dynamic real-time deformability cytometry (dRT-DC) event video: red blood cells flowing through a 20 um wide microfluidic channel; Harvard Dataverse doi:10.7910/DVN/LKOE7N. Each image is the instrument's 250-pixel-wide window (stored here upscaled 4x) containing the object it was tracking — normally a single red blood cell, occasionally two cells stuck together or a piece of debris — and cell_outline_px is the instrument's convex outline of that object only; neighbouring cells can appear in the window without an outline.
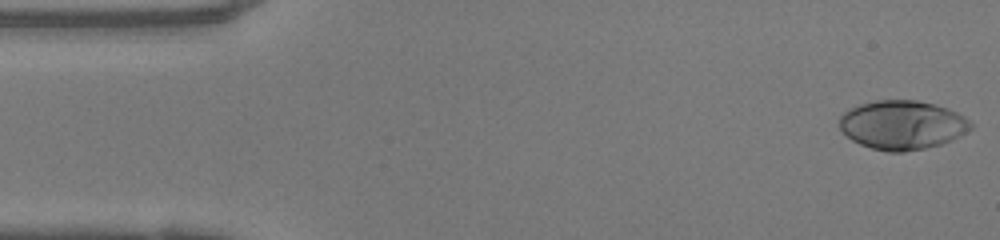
{"species": "human", "species_latin": "Homo sapiens", "temperature_condition": "warm", "stored_images_in_passage": 49, "camera_frame_rate_fps": 3000, "um_per_image_px": 0.085, "donor": {"sex": "female"}, "frame": {"image": 1, "passage_image": 1, "time_ms": 0.0, "image_size_px": [1000, 240], "cell_outline_px": [[972, 128], [952, 140], [940, 144], [924, 148], [904, 152], [888, 152], [872, 148], [860, 144], [852, 140], [840, 128], [840, 116], [848, 108], [860, 104], [876, 100], [916, 100], [936, 104], [948, 108], [964, 116], [972, 124]], "centroid_in_image_um": [76.69, 10.61], "position_along_channel_um": 8.3, "area_um2": 37.45}}
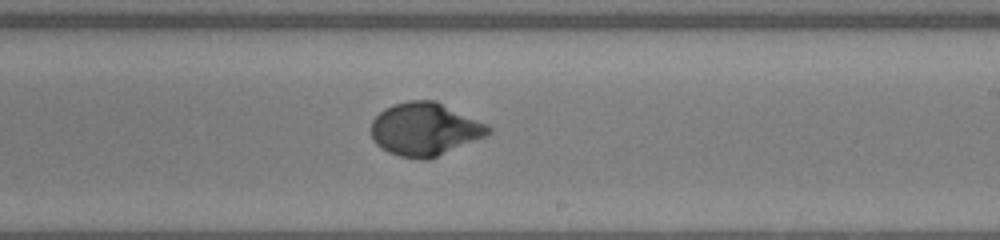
{"frame": {"image": 2, "passage_image": 28, "time_ms": 9.0, "image_size_px": [1000, 240], "cell_outline_px": [[492, 132], [488, 136], [428, 160], [420, 160], [400, 156], [388, 152], [376, 144], [372, 136], [372, 120], [384, 108], [392, 104], [408, 100], [436, 100], [488, 124], [492, 128]], "centroid_in_image_um": [36.15, 10.98], "position_along_channel_um": 252.8, "area_um2": 36.59}}
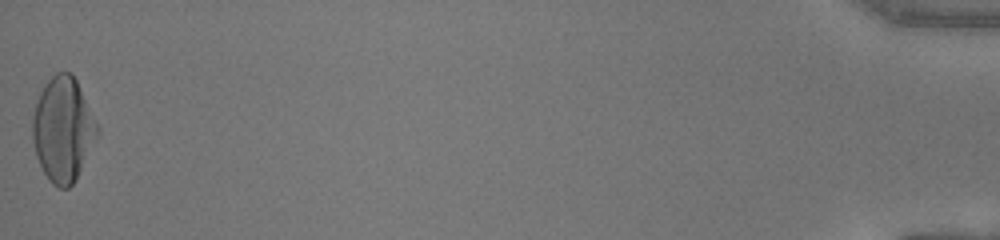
{"frame": {"image": 3, "passage_image": 49, "time_ms": 16.0, "image_size_px": [1000, 240], "cell_outline_px": [[100, 132], [72, 184], [68, 188], [60, 188], [52, 184], [48, 180], [36, 156], [32, 140], [32, 116], [40, 92], [44, 84], [56, 72], [72, 72], [100, 128]], "centroid_in_image_um": [5.34, 10.98], "position_along_channel_um": 429.9, "area_um2": 39.19}, "authors_computed_cell_mechanics": {"area_um2": 35.7204, "velocity_mm_per_s": 4.0782, "shape_relaxation_time_tau1_ms": 3.7758, "shape_relaxation_time_tau2_ms": null, "deformation_change_tau1": 0.2401, "deformation_change_tau2": null}}